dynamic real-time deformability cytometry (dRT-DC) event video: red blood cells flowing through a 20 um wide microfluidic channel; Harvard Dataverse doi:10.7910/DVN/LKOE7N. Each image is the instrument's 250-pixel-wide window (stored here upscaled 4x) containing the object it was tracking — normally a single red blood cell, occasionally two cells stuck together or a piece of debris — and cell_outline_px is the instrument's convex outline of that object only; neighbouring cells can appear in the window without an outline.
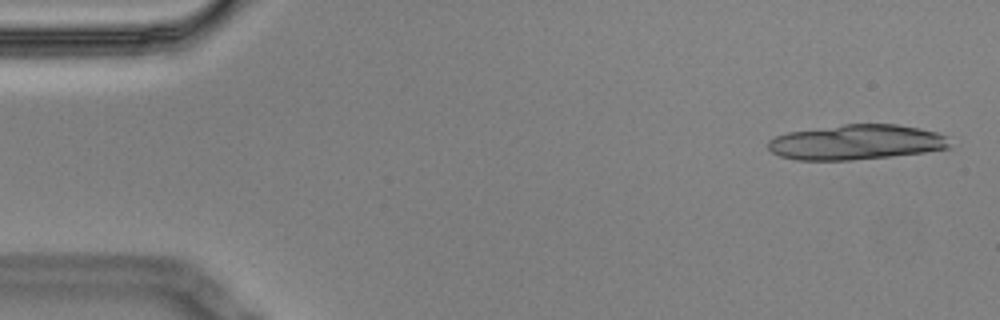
{"species": "Egyptian fruit bat (a non-hibernating species)", "species_latin": "Rousettus aegyptiacus", "temperature_condition": "cold", "stored_images_in_passage": 4, "camera_frame_rate_fps": 3000, "um_per_image_px": 0.085, "animal": {"sex": "male"}, "frame": {"image": 1, "passage_image": 1, "time_ms": 0.0, "image_size_px": [1000, 320], "cell_outline_px": [[952, 148], [924, 152], [852, 160], [796, 160], [780, 156], [772, 152], [768, 148], [768, 140], [776, 136], [788, 132], [844, 124], [896, 124], [920, 128], [936, 132], [948, 136]], "centroid_in_image_um": [72.81, 12.08], "position_along_channel_um": 12.2, "area_um2": 37.17}}